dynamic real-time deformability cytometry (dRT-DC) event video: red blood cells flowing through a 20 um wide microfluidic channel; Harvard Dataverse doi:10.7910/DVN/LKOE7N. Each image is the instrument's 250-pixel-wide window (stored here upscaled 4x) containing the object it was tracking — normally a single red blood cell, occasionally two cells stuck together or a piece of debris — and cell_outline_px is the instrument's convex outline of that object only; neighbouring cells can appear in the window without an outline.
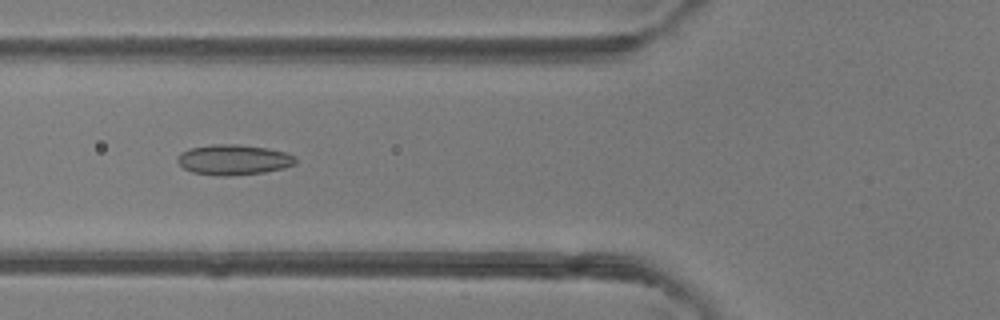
{"species": "common noctule bat (a hibernating species)", "species_latin": "Nyctalus noctula", "temperature_condition": "room temperature", "stored_images_in_passage": 21, "camera_frame_rate_fps": 3000, "um_per_image_px": 0.085, "animal": {"sex": "female"}, "frame": {"image": 1, "passage_image": 7, "time_ms": 2.0, "image_size_px": [1000, 320], "cell_outline_px": [[296, 164], [284, 168], [264, 172], [228, 176], [220, 176], [192, 172], [184, 168], [176, 160], [176, 156], [180, 152], [192, 148], [212, 144], [240, 144], [268, 148], [284, 152], [296, 156]], "centroid_in_image_um": [19.86, 13.57], "position_along_channel_um": 105.9, "area_um2": 20.98}}
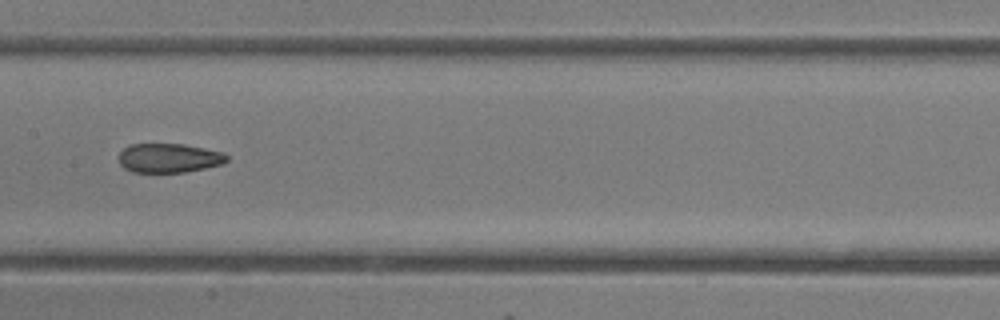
{"frame": {"image": 2, "passage_image": 13, "time_ms": 4.0, "image_size_px": [1000, 320], "cell_outline_px": [[228, 160], [224, 164], [184, 172], [132, 172], [124, 168], [120, 164], [120, 152], [124, 148], [132, 144], [184, 144], [224, 152], [228, 156]], "centroid_in_image_um": [14.39, 13.43], "position_along_channel_um": 193.0, "area_um2": 18.38}}
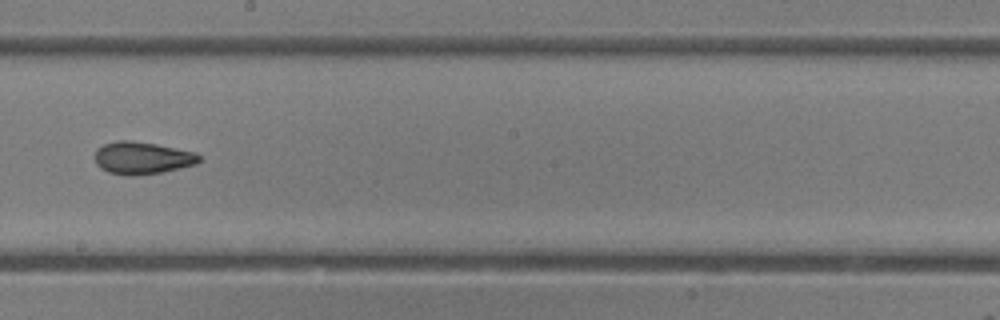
{"frame": {"image": 3, "passage_image": 16, "time_ms": 5.0, "image_size_px": [1000, 320], "cell_outline_px": [[200, 160], [196, 164], [164, 172], [132, 176], [128, 176], [108, 172], [100, 168], [96, 164], [96, 148], [104, 144], [116, 140], [132, 140], [156, 144], [196, 152], [200, 156]], "centroid_in_image_um": [12.08, 13.42], "position_along_channel_um": 236.1, "area_um2": 19.83}}